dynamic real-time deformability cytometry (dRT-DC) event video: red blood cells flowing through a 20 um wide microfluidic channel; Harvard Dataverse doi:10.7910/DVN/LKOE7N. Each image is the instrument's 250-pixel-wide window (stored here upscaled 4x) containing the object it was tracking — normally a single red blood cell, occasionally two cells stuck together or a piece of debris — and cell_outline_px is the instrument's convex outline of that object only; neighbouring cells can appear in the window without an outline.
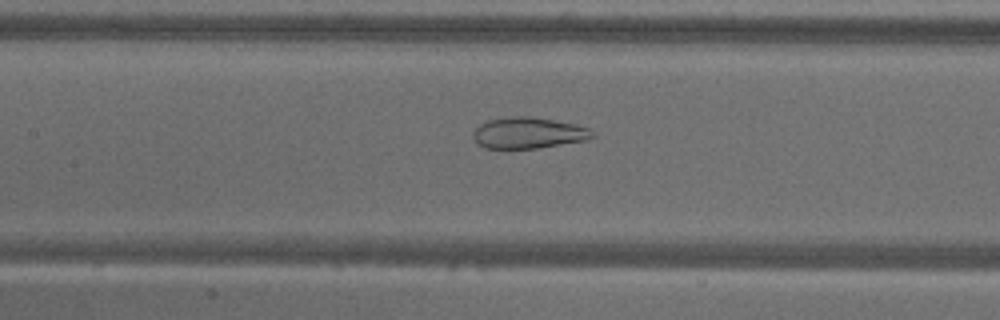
{"species": "common noctule bat (a hibernating species)", "species_latin": "Nyctalus noctula", "temperature_condition": "warm", "stored_images_in_passage": 53, "camera_frame_rate_fps": 3000, "um_per_image_px": 0.085, "animal": {"sex": "male", "body_mass_g": 18.8}, "frame": {"image": 1, "passage_image": 24, "time_ms": 7.667, "image_size_px": [1000, 320], "cell_outline_px": [[596, 136], [588, 140], [536, 148], [484, 148], [476, 144], [472, 136], [472, 132], [480, 124], [488, 120], [516, 116], [528, 116], [576, 124], [588, 128], [596, 132]], "centroid_in_image_um": [44.92, 11.3], "position_along_channel_um": 162.5, "area_um2": 21.73}}
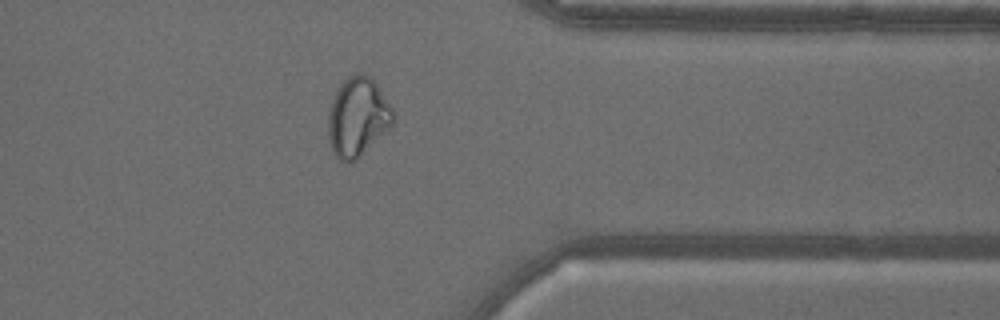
{"frame": {"image": 2, "passage_image": 42, "time_ms": 13.667, "image_size_px": [1000, 320], "cell_outline_px": [[396, 120], [356, 160], [340, 160], [336, 156], [332, 148], [328, 136], [328, 116], [332, 100], [340, 84], [348, 76], [356, 72], [364, 72], [380, 88], [392, 108]], "centroid_in_image_um": [30.4, 9.9], "position_along_channel_um": 381.0, "area_um2": 29.48}}
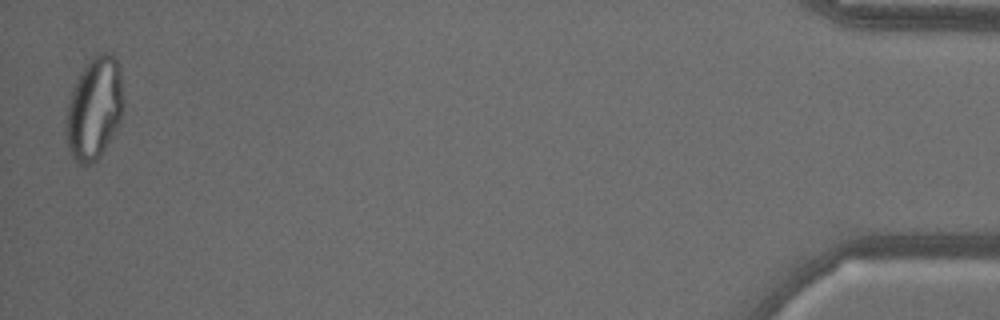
{"frame": {"image": 3, "passage_image": 52, "time_ms": 17.0, "image_size_px": [1000, 320], "cell_outline_px": [[124, 104], [120, 120], [116, 128], [100, 156], [96, 160], [88, 164], [76, 164], [72, 160], [68, 152], [64, 132], [64, 124], [68, 96], [84, 64], [96, 52], [108, 52], [116, 56], [120, 64]], "centroid_in_image_um": [7.97, 9.18], "position_along_channel_um": 427.2, "area_um2": 35.43}}